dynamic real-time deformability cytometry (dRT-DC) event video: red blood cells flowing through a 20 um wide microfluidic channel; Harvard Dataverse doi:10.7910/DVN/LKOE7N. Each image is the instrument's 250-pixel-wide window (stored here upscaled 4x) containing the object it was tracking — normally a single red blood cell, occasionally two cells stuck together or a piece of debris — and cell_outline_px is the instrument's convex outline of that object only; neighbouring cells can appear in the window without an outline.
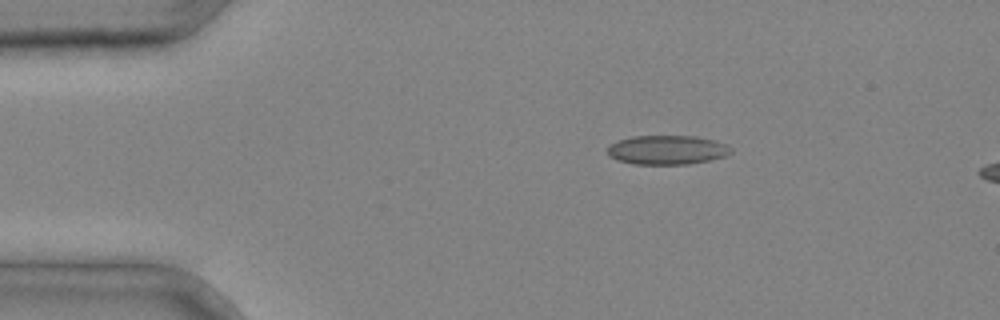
{"species": "common noctule bat (a hibernating species)", "species_latin": "Nyctalus noctula", "temperature_condition": "cold", "stored_images_in_passage": 3, "segment_of_instrument_passage": [1, 2], "camera_frame_rate_fps": 3000, "um_per_image_px": 0.085, "animal": {"sex": "male", "body_mass_g": 20.4}, "frame": {"image": 1, "passage_image": 1, "time_ms": 0.0, "image_size_px": [1000, 320], "cell_outline_px": [[732, 152], [724, 156], [712, 160], [688, 164], [636, 164], [616, 160], [608, 156], [608, 144], [616, 140], [632, 136], [696, 136], [716, 140], [732, 148]], "centroid_in_image_um": [56.68, 12.74], "position_along_channel_um": 28.3, "area_um2": 21.21}}